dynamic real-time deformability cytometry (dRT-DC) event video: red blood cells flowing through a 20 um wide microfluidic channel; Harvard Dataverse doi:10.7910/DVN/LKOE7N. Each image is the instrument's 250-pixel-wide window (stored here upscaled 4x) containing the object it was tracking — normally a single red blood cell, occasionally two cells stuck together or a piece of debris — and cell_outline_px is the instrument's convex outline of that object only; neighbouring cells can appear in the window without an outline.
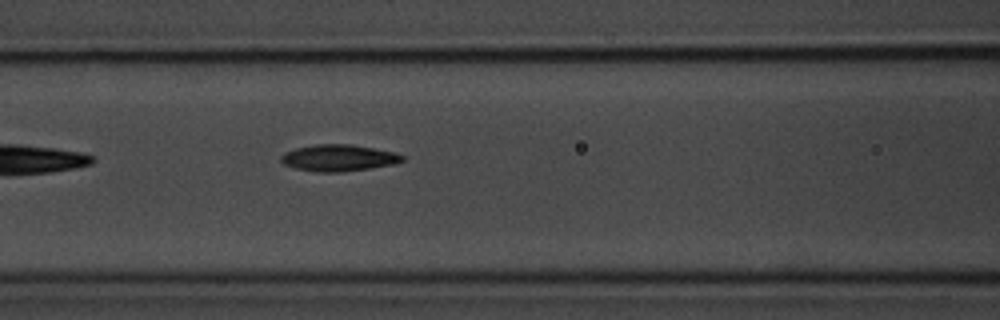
{"species": "common noctule bat (a hibernating species)", "species_latin": "Nyctalus noctula", "temperature_condition": "room temperature", "stored_images_in_passage": 25, "camera_frame_rate_fps": 3000, "um_per_image_px": 0.085, "animal": {"sex": "male", "body_mass_g": 20.1, "forearm_length_mm": 53.5}, "frame": {"image": 1, "passage_image": 8, "time_ms": 2.333, "image_size_px": [1000, 320], "cell_outline_px": [[404, 160], [392, 164], [368, 168], [340, 172], [316, 172], [296, 168], [284, 164], [280, 160], [280, 156], [284, 152], [296, 148], [316, 144], [352, 144], [396, 152], [404, 156]], "centroid_in_image_um": [28.76, 13.41], "position_along_channel_um": 137.8, "area_um2": 18.73}}
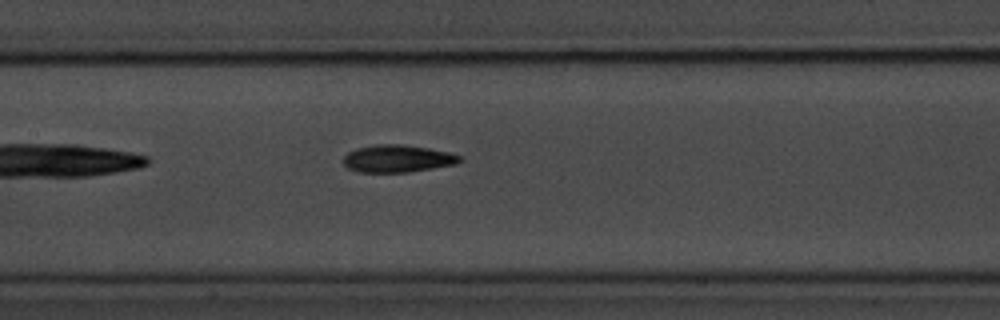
{"frame": {"image": 2, "passage_image": 11, "time_ms": 3.333, "image_size_px": [1000, 320], "cell_outline_px": [[464, 160], [456, 164], [408, 172], [360, 172], [348, 168], [344, 164], [344, 156], [348, 152], [360, 148], [376, 144], [400, 144], [428, 148], [448, 152], [460, 156]], "centroid_in_image_um": [33.81, 13.48], "position_along_channel_um": 173.6, "area_um2": 18.38}}